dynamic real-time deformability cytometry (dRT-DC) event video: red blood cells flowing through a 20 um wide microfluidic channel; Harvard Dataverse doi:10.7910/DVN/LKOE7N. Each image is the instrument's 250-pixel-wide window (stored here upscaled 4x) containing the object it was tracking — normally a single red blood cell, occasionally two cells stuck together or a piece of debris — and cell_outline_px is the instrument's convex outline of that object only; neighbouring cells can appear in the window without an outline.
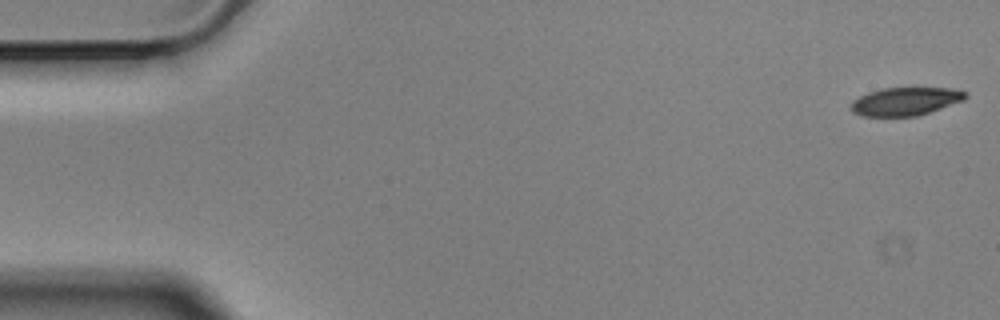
{"species": "Egyptian fruit bat (a non-hibernating species)", "species_latin": "Rousettus aegyptiacus", "temperature_condition": "cold", "stored_images_in_passage": 56, "camera_frame_rate_fps": 3000, "um_per_image_px": 0.085, "animal": {"sex": "male"}, "frame": {"image": 1, "passage_image": 1, "time_ms": 0.0, "image_size_px": [1000, 320], "cell_outline_px": [[968, 96], [964, 100], [916, 116], [860, 116], [852, 112], [852, 100], [868, 92], [884, 88], [952, 88], [968, 92]], "centroid_in_image_um": [76.97, 8.61], "position_along_channel_um": 8.0, "area_um2": 18.67}}
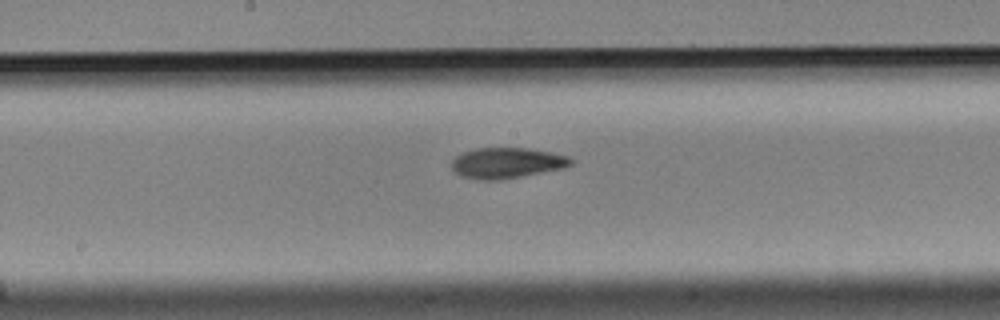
{"frame": {"image": 2, "passage_image": 29, "time_ms": 9.333, "image_size_px": [1000, 320], "cell_outline_px": [[572, 164], [564, 168], [500, 180], [480, 180], [460, 176], [452, 168], [452, 160], [456, 156], [464, 152], [476, 148], [528, 148], [552, 152], [568, 156], [572, 160]], "centroid_in_image_um": [43.08, 13.85], "position_along_channel_um": 205.1, "area_um2": 21.27}}
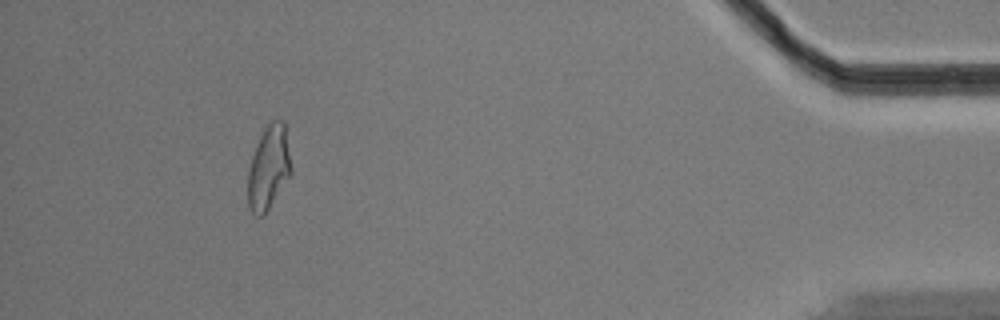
{"frame": {"image": 3, "passage_image": 52, "time_ms": 17.0, "image_size_px": [1000, 320], "cell_outline_px": [[292, 172], [264, 216], [256, 216], [252, 212], [248, 204], [248, 168], [256, 144], [264, 128], [272, 120], [284, 120], [292, 168]], "centroid_in_image_um": [22.84, 14.24], "position_along_channel_um": 412.4, "area_um2": 21.15}, "authors_computed_cell_mechanics": {"area_um2": 21.097, "velocity_mm_per_s": 3.5196, "shape_relaxation_time_tau1_ms": 5.2055, "shape_relaxation_time_tau2_ms": 7.6413, "deformation_change_tau1": 0.1503, "deformation_change_tau2": 0.1506}}